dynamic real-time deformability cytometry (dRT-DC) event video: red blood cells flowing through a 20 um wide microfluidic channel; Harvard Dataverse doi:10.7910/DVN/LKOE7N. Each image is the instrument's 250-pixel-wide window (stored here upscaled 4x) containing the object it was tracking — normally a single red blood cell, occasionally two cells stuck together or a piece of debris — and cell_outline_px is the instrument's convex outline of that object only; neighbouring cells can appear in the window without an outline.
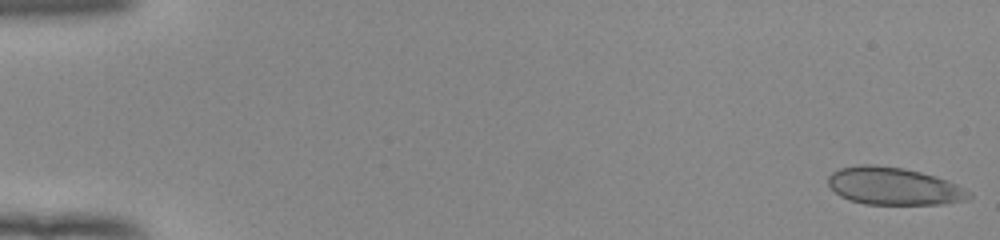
{"species": "human", "species_latin": "Homo sapiens", "temperature_condition": "room temperature", "stored_images_in_passage": 53, "camera_frame_rate_fps": 3000, "um_per_image_px": 0.085, "donor": {"sex": "female"}, "frame": {"image": 1, "passage_image": 1, "time_ms": 0.0, "image_size_px": [1000, 240], "cell_outline_px": [[972, 196], [968, 200], [944, 204], [864, 204], [848, 200], [840, 196], [828, 184], [828, 176], [832, 172], [840, 168], [860, 164], [876, 164], [904, 168], [936, 176], [948, 180], [972, 192]], "centroid_in_image_um": [75.99, 15.82], "position_along_channel_um": 9.0, "area_um2": 31.1}}
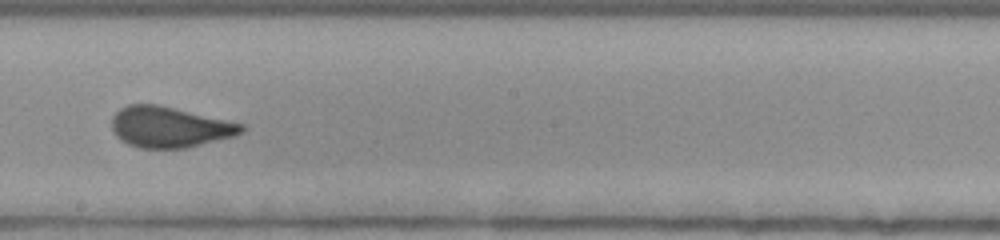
{"frame": {"image": 2, "passage_image": 31, "time_ms": 10.0, "image_size_px": [1000, 240], "cell_outline_px": [[244, 132], [236, 136], [184, 148], [140, 148], [128, 144], [120, 140], [116, 136], [112, 128], [112, 116], [120, 108], [128, 104], [160, 104], [244, 124]], "centroid_in_image_um": [14.41, 10.79], "position_along_channel_um": 233.8, "area_um2": 30.98}}
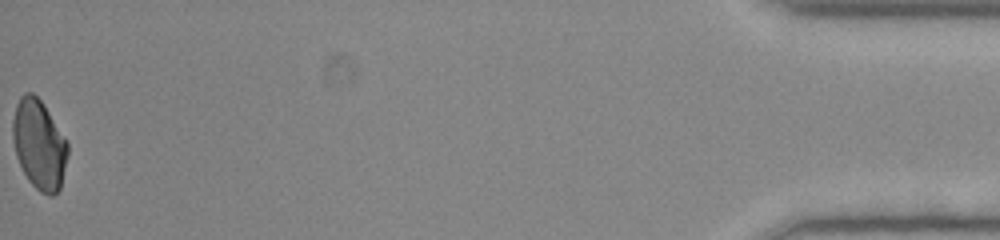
{"frame": {"image": 3, "passage_image": 53, "time_ms": 17.333, "image_size_px": [1000, 240], "cell_outline_px": [[68, 156], [60, 188], [52, 196], [48, 196], [40, 192], [28, 180], [16, 156], [12, 136], [12, 120], [16, 104], [20, 96], [24, 92], [32, 92], [44, 104], [68, 144]], "centroid_in_image_um": [3.31, 12.28], "position_along_channel_um": 431.9, "area_um2": 28.67}, "authors_computed_cell_mechanics": {"area_um2": 30.9808, "velocity_mm_per_s": 3.9496, "shape_relaxation_time_tau1_ms": 10.0258, "shape_relaxation_time_tau2_ms": null, "deformation_change_tau1": 0.2149, "deformation_change_tau2": null}}